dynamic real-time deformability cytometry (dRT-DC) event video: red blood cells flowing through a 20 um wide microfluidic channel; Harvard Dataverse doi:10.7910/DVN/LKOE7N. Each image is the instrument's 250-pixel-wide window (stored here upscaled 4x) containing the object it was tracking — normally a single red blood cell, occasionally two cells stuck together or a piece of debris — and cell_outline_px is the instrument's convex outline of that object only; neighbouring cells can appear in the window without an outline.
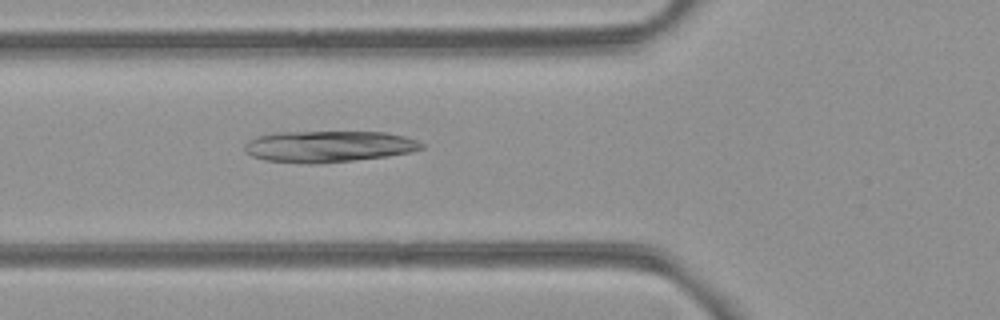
{"species": "common noctule bat (a hibernating species)", "species_latin": "Nyctalus noctula", "temperature_condition": "room temperature", "stored_images_in_passage": 5, "camera_frame_rate_fps": 3000, "um_per_image_px": 0.085, "animal": {"sex": "female", "body_mass_g": 21.9}, "frame": {"image": 1, "passage_image": 5, "time_ms": 5.333, "image_size_px": [1000, 320], "cell_outline_px": [[424, 148], [408, 152], [388, 156], [316, 164], [308, 164], [264, 160], [252, 156], [244, 152], [244, 144], [248, 140], [256, 136], [276, 132], [388, 132], [404, 136], [416, 140], [424, 144]], "centroid_in_image_um": [27.88, 12.44], "position_along_channel_um": 97.9, "area_um2": 32.48}}